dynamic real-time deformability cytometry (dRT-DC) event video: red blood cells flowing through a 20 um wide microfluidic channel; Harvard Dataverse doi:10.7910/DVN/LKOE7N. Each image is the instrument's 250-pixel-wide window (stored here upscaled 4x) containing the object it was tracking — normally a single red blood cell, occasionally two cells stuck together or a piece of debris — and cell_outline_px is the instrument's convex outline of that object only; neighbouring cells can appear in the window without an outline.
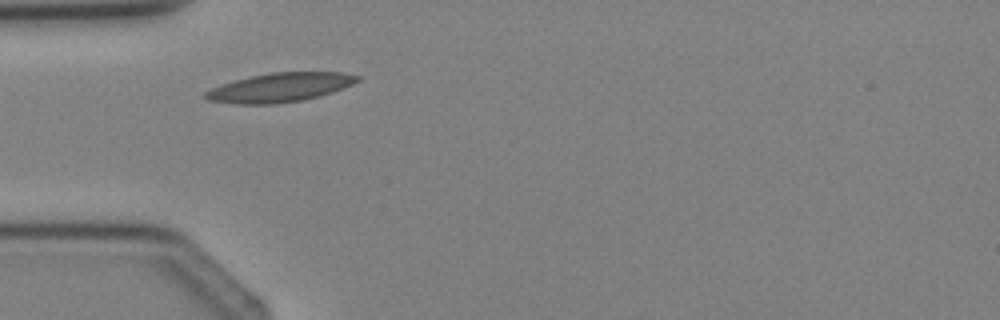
{"species": "Egyptian fruit bat (a non-hibernating species)", "species_latin": "Rousettus aegyptiacus", "temperature_condition": "cold", "stored_images_in_passage": 1, "camera_frame_rate_fps": 3000, "um_per_image_px": 0.085, "animal": {"sex": "female"}, "frame": {"image": 1, "passage_image": 1, "time_ms": 0.0, "image_size_px": [1000, 320], "cell_outline_px": [[360, 80], [352, 84], [332, 92], [320, 96], [300, 100], [272, 104], [236, 104], [208, 100], [200, 96], [204, 92], [220, 84], [252, 76], [272, 72], [344, 72], [360, 76]], "centroid_in_image_um": [23.77, 7.43], "position_along_channel_um": 61.2, "area_um2": 25.66}}